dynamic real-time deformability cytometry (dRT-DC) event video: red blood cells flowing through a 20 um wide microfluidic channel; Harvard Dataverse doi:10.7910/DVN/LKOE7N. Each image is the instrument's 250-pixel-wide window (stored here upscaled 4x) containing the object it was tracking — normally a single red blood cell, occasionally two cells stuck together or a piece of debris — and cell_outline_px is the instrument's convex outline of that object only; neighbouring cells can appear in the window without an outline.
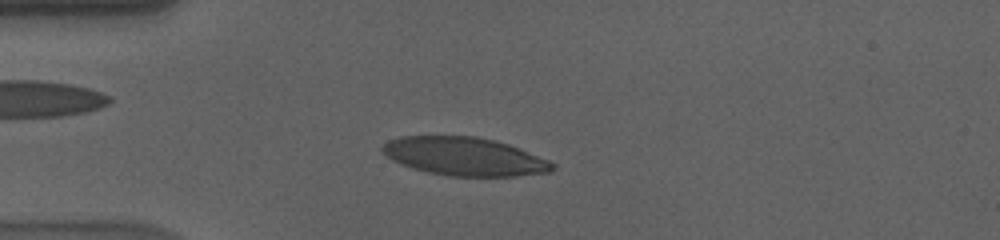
{"species": "human", "species_latin": "Homo sapiens", "temperature_condition": "cold", "stored_images_in_passage": 56, "camera_frame_rate_fps": 3000, "um_per_image_px": 0.085, "donor": {"sex": "male"}, "frame": {"image": 1, "passage_image": 14, "time_ms": 4.333, "image_size_px": [1000, 240], "cell_outline_px": [[556, 168], [548, 172], [516, 176], [448, 176], [428, 172], [412, 168], [392, 160], [380, 148], [388, 140], [400, 136], [476, 136], [508, 144], [548, 160], [556, 164]], "centroid_in_image_um": [39.47, 13.3], "position_along_channel_um": 45.5, "area_um2": 37.74}}
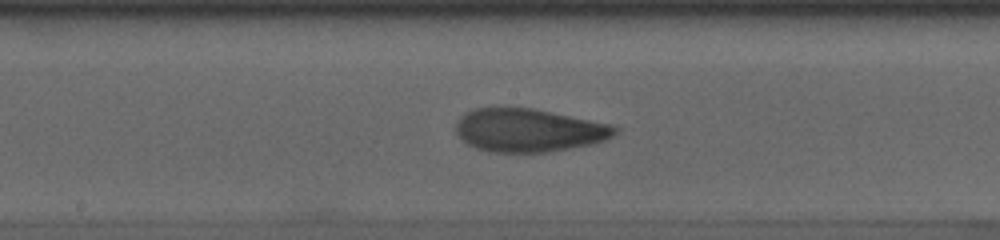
{"frame": {"image": 2, "passage_image": 29, "time_ms": 9.333, "image_size_px": [1000, 240], "cell_outline_px": [[620, 128], [612, 136], [604, 140], [592, 144], [544, 152], [488, 152], [476, 148], [460, 140], [456, 132], [456, 124], [460, 116], [464, 112], [476, 108], [532, 108], [612, 124]], "centroid_in_image_um": [44.91, 11.07], "position_along_channel_um": 203.3, "area_um2": 40.0}}
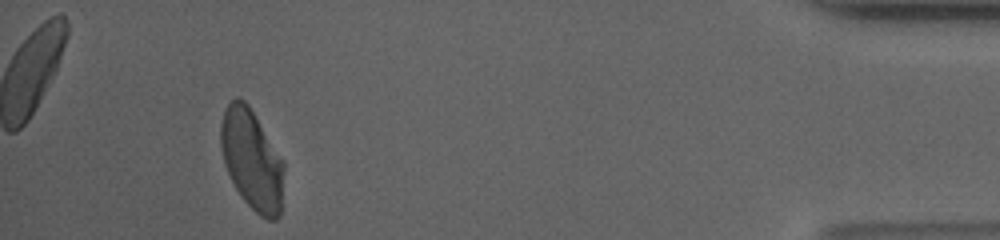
{"frame": {"image": 3, "passage_image": 52, "time_ms": 17.0, "image_size_px": [1000, 240], "cell_outline_px": [[284, 168], [280, 216], [276, 220], [268, 220], [260, 216], [244, 200], [236, 188], [224, 164], [220, 144], [220, 124], [224, 108], [236, 96], [244, 100], [248, 104], [284, 160]], "centroid_in_image_um": [21.41, 13.55], "position_along_channel_um": 413.8, "area_um2": 36.99}, "authors_computed_cell_mechanics": {"area_um2": 39.0439, "velocity_mm_per_s": 3.5595, "shape_relaxation_time_tau1_ms": 5.9136, "shape_relaxation_time_tau2_ms": 1.8152, "deformation_change_tau1": 0.1899, "deformation_change_tau2": 0.0729}}